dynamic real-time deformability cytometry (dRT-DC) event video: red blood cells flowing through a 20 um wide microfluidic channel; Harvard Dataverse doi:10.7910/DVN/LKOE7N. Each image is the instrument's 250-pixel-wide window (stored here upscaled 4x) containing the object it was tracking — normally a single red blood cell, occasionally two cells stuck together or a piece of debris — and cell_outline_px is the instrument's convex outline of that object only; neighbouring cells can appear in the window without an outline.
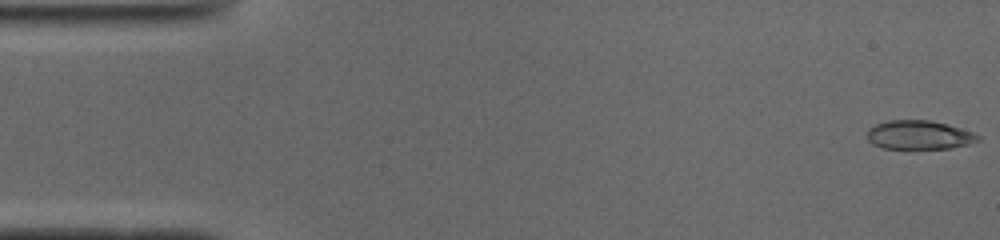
{"species": "common noctule bat (a hibernating species)", "species_latin": "Nyctalus noctula", "temperature_condition": "cold", "stored_images_in_passage": 51, "camera_frame_rate_fps": 3000, "um_per_image_px": 0.085, "animal": {"sex": "male", "body_mass_g": 19.0, "forearm_length_mm": 50.8}, "frame": {"image": 1, "passage_image": 1, "time_ms": 0.0, "image_size_px": [1000, 240], "cell_outline_px": [[980, 140], [968, 144], [952, 148], [884, 148], [872, 144], [868, 140], [868, 128], [876, 124], [888, 120], [928, 120], [948, 124], [972, 132], [980, 136]], "centroid_in_image_um": [78.12, 11.46], "position_along_channel_um": 6.9, "area_um2": 18.55}}
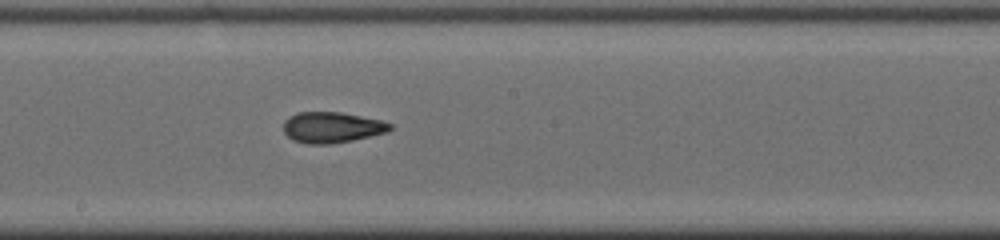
{"frame": {"image": 2, "passage_image": 27, "time_ms": 8.667, "image_size_px": [1000, 240], "cell_outline_px": [[392, 128], [388, 132], [352, 140], [328, 144], [308, 144], [292, 140], [284, 132], [284, 120], [288, 116], [296, 112], [340, 112], [380, 120], [392, 124]], "centroid_in_image_um": [28.18, 10.82], "position_along_channel_um": 220.0, "area_um2": 19.13}}
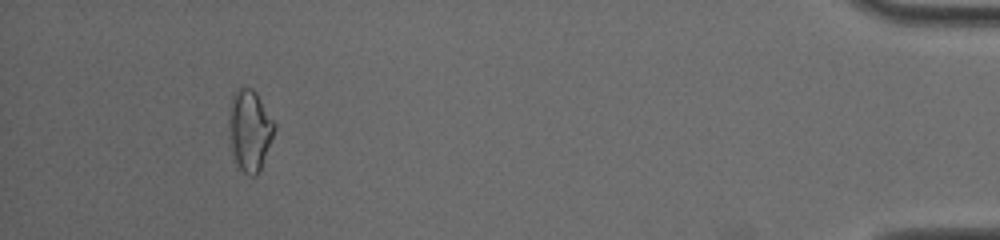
{"frame": {"image": 3, "passage_image": 47, "time_ms": 15.333, "image_size_px": [1000, 240], "cell_outline_px": [[276, 124], [272, 136], [260, 168], [256, 176], [252, 176], [244, 172], [240, 168], [228, 144], [228, 112], [232, 96], [240, 88], [252, 88], [256, 92]], "centroid_in_image_um": [21.18, 11.05], "position_along_channel_um": 414.0, "area_um2": 21.33}, "authors_computed_cell_mechanics": {"area_um2": 19.1318, "velocity_mm_per_s": 3.9465, "shape_relaxation_time_tau1_ms": 7.7699, "shape_relaxation_time_tau2_ms": 2.5295, "deformation_change_tau1": 0.1595, "deformation_change_tau2": 0.1018}}